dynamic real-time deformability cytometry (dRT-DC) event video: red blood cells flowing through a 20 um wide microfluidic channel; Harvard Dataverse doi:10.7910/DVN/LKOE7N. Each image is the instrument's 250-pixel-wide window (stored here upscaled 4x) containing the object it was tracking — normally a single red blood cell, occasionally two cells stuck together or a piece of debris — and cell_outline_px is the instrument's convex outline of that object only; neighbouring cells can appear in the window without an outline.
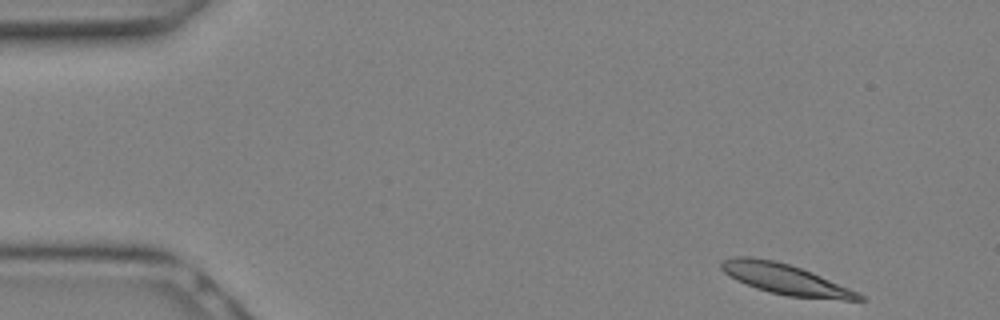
{"species": "Egyptian fruit bat (a non-hibernating species)", "species_latin": "Rousettus aegyptiacus", "temperature_condition": "warm", "stored_images_in_passage": 12, "camera_frame_rate_fps": 3000, "um_per_image_px": 0.085, "animal": {"sex": "female"}, "frame": {"image": 1, "passage_image": 1, "time_ms": 0.0, "image_size_px": [1000, 320], "cell_outline_px": [[868, 300], [844, 300], [788, 296], [768, 292], [756, 288], [736, 280], [724, 272], [720, 268], [720, 260], [732, 256], [752, 256], [776, 260], [812, 272], [848, 288], [864, 296]], "centroid_in_image_um": [66.69, 23.71], "position_along_channel_um": 18.3, "area_um2": 24.51}}
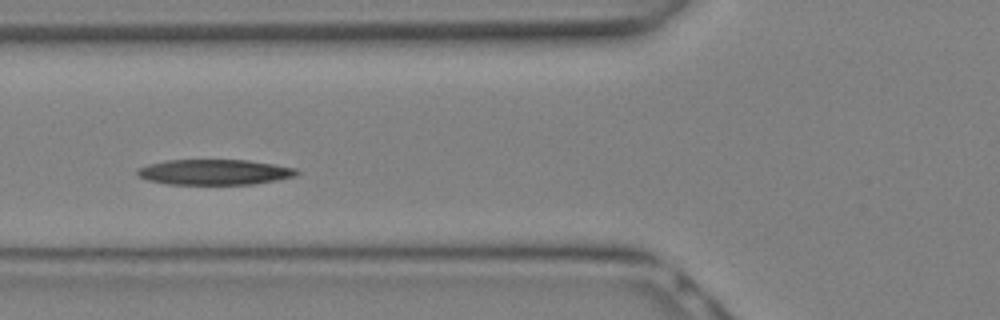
{"frame": {"image": 2, "passage_image": 9, "time_ms": 2.667, "image_size_px": [1000, 320], "cell_outline_px": [[300, 172], [296, 176], [276, 180], [252, 184], [168, 184], [148, 180], [140, 176], [136, 172], [136, 168], [148, 164], [164, 160], [248, 160], [296, 168]], "centroid_in_image_um": [18.21, 14.62], "position_along_channel_um": 107.6, "area_um2": 23.58}}
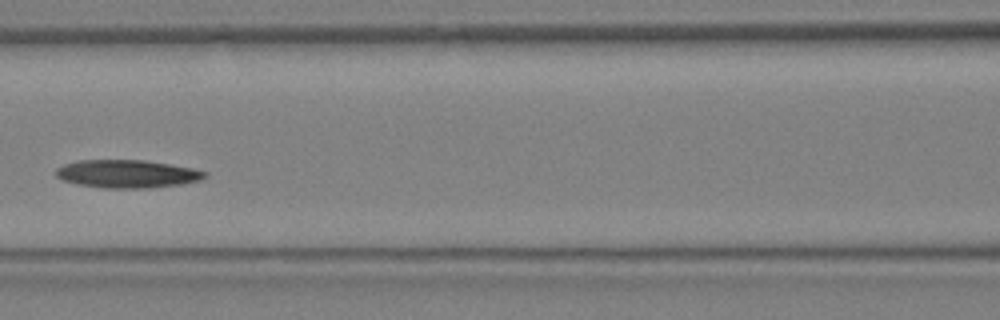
{"frame": {"image": 3, "passage_image": 11, "time_ms": 3.333, "image_size_px": [1000, 320], "cell_outline_px": [[208, 176], [200, 180], [184, 184], [152, 188], [104, 188], [76, 184], [64, 180], [56, 176], [56, 168], [64, 164], [76, 160], [144, 160], [192, 168], [208, 172]], "centroid_in_image_um": [10.82, 14.78], "position_along_channel_um": 155.8, "area_um2": 24.45}}